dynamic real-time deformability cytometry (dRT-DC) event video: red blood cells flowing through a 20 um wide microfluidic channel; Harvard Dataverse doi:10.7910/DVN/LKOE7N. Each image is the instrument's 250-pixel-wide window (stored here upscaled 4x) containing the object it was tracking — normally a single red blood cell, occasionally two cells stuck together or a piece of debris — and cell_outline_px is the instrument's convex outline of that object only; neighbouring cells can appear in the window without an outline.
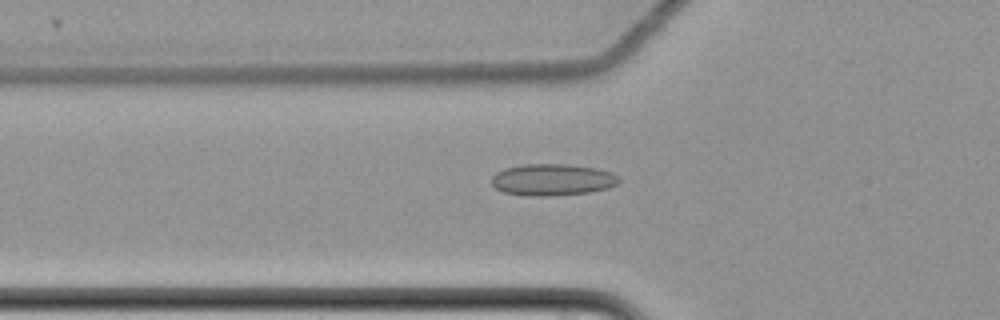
{"species": "common noctule bat (a hibernating species)", "species_latin": "Nyctalus noctula", "temperature_condition": "cold", "stored_images_in_passage": 60, "camera_frame_rate_fps": 3000, "um_per_image_px": 0.085, "animal": {"sex": "female", "body_mass_g": 22.7, "forearm_length_mm": 54.2}, "frame": {"image": 1, "passage_image": 22, "time_ms": 7.0, "image_size_px": [1000, 320], "cell_outline_px": [[620, 180], [616, 184], [608, 188], [592, 192], [548, 196], [528, 196], [504, 192], [496, 188], [492, 184], [492, 176], [496, 172], [504, 168], [524, 164], [568, 164], [596, 168], [612, 172], [620, 176]], "centroid_in_image_um": [46.97, 15.27], "position_along_channel_um": 78.8, "area_um2": 23.7}}
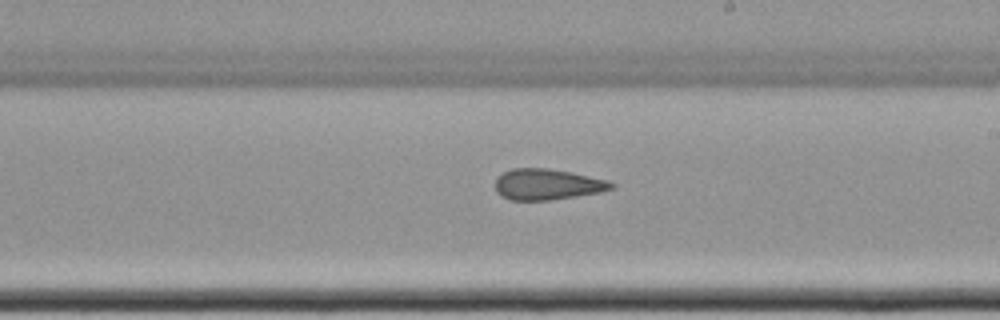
{"frame": {"image": 2, "passage_image": 36, "time_ms": 11.667, "image_size_px": [1000, 320], "cell_outline_px": [[616, 184], [612, 188], [600, 192], [576, 196], [548, 200], [512, 200], [500, 196], [496, 192], [496, 176], [512, 168], [548, 168], [572, 172], [608, 180]], "centroid_in_image_um": [46.5, 15.66], "position_along_channel_um": 242.5, "area_um2": 20.98}}
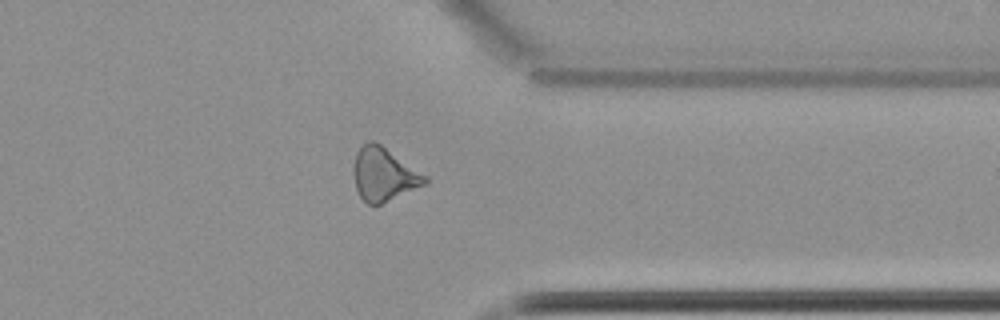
{"frame": {"image": 3, "passage_image": 48, "time_ms": 15.667, "image_size_px": [1000, 320], "cell_outline_px": [[428, 180], [424, 184], [380, 204], [368, 204], [360, 196], [356, 188], [352, 168], [356, 152], [368, 140], [372, 140], [380, 144], [428, 176]], "centroid_in_image_um": [32.59, 14.79], "position_along_channel_um": 378.8, "area_um2": 21.85}, "authors_computed_cell_mechanics": {"area_um2": 21.9351, "velocity_mm_per_s": 3.5043, "shape_relaxation_time_tau1_ms": null, "shape_relaxation_time_tau2_ms": 3.5099, "deformation_change_tau1": null, "deformation_change_tau2": 0.1222}}